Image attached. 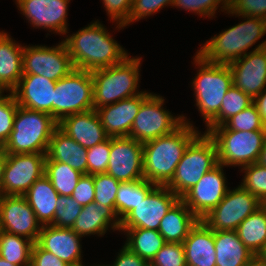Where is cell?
I'll list each match as a JSON object with an SVG mask.
<instances>
[{
    "instance_id": "ac0fdd59",
    "label": "cell",
    "mask_w": 266,
    "mask_h": 266,
    "mask_svg": "<svg viewBox=\"0 0 266 266\" xmlns=\"http://www.w3.org/2000/svg\"><path fill=\"white\" fill-rule=\"evenodd\" d=\"M0 220L4 231L37 242L42 225L23 196H0Z\"/></svg>"
},
{
    "instance_id": "1f68e13d",
    "label": "cell",
    "mask_w": 266,
    "mask_h": 266,
    "mask_svg": "<svg viewBox=\"0 0 266 266\" xmlns=\"http://www.w3.org/2000/svg\"><path fill=\"white\" fill-rule=\"evenodd\" d=\"M127 235L125 246L149 263L166 243L159 231L145 228H120Z\"/></svg>"
},
{
    "instance_id": "3957f363",
    "label": "cell",
    "mask_w": 266,
    "mask_h": 266,
    "mask_svg": "<svg viewBox=\"0 0 266 266\" xmlns=\"http://www.w3.org/2000/svg\"><path fill=\"white\" fill-rule=\"evenodd\" d=\"M238 23L207 41L197 53L204 61L229 65L245 56L248 49L266 34V20L242 16Z\"/></svg>"
},
{
    "instance_id": "ab89813d",
    "label": "cell",
    "mask_w": 266,
    "mask_h": 266,
    "mask_svg": "<svg viewBox=\"0 0 266 266\" xmlns=\"http://www.w3.org/2000/svg\"><path fill=\"white\" fill-rule=\"evenodd\" d=\"M82 208L83 206L75 201L72 196L59 195L53 226L72 228Z\"/></svg>"
},
{
    "instance_id": "603a6c76",
    "label": "cell",
    "mask_w": 266,
    "mask_h": 266,
    "mask_svg": "<svg viewBox=\"0 0 266 266\" xmlns=\"http://www.w3.org/2000/svg\"><path fill=\"white\" fill-rule=\"evenodd\" d=\"M80 237L71 228L42 226L37 243L70 266L82 264Z\"/></svg>"
},
{
    "instance_id": "7c38bea8",
    "label": "cell",
    "mask_w": 266,
    "mask_h": 266,
    "mask_svg": "<svg viewBox=\"0 0 266 266\" xmlns=\"http://www.w3.org/2000/svg\"><path fill=\"white\" fill-rule=\"evenodd\" d=\"M22 64L23 74H35L56 82L75 69L63 41L55 47L24 46Z\"/></svg>"
},
{
    "instance_id": "83f0119b",
    "label": "cell",
    "mask_w": 266,
    "mask_h": 266,
    "mask_svg": "<svg viewBox=\"0 0 266 266\" xmlns=\"http://www.w3.org/2000/svg\"><path fill=\"white\" fill-rule=\"evenodd\" d=\"M24 46L13 41L9 34L0 32V84L9 92L23 75Z\"/></svg>"
},
{
    "instance_id": "bcb514c9",
    "label": "cell",
    "mask_w": 266,
    "mask_h": 266,
    "mask_svg": "<svg viewBox=\"0 0 266 266\" xmlns=\"http://www.w3.org/2000/svg\"><path fill=\"white\" fill-rule=\"evenodd\" d=\"M174 0H132V7L125 27L134 21L158 12L163 7L173 6Z\"/></svg>"
},
{
    "instance_id": "5b68a950",
    "label": "cell",
    "mask_w": 266,
    "mask_h": 266,
    "mask_svg": "<svg viewBox=\"0 0 266 266\" xmlns=\"http://www.w3.org/2000/svg\"><path fill=\"white\" fill-rule=\"evenodd\" d=\"M140 62L141 57L128 55L121 63L91 72L95 110L142 93L137 90Z\"/></svg>"
},
{
    "instance_id": "be15d7a7",
    "label": "cell",
    "mask_w": 266,
    "mask_h": 266,
    "mask_svg": "<svg viewBox=\"0 0 266 266\" xmlns=\"http://www.w3.org/2000/svg\"><path fill=\"white\" fill-rule=\"evenodd\" d=\"M96 266H111V265H99V264H98V265H96Z\"/></svg>"
},
{
    "instance_id": "8992f818",
    "label": "cell",
    "mask_w": 266,
    "mask_h": 266,
    "mask_svg": "<svg viewBox=\"0 0 266 266\" xmlns=\"http://www.w3.org/2000/svg\"><path fill=\"white\" fill-rule=\"evenodd\" d=\"M194 62L199 70L192 87L196 106L207 125L219 113L223 98L233 85L232 73L229 65L204 61L197 54Z\"/></svg>"
},
{
    "instance_id": "e0dca14e",
    "label": "cell",
    "mask_w": 266,
    "mask_h": 266,
    "mask_svg": "<svg viewBox=\"0 0 266 266\" xmlns=\"http://www.w3.org/2000/svg\"><path fill=\"white\" fill-rule=\"evenodd\" d=\"M232 83L252 99L266 88V40L229 64Z\"/></svg>"
},
{
    "instance_id": "c3c4849f",
    "label": "cell",
    "mask_w": 266,
    "mask_h": 266,
    "mask_svg": "<svg viewBox=\"0 0 266 266\" xmlns=\"http://www.w3.org/2000/svg\"><path fill=\"white\" fill-rule=\"evenodd\" d=\"M71 196L82 206L94 202L95 187L93 175L83 174L79 178Z\"/></svg>"
},
{
    "instance_id": "d4e9b609",
    "label": "cell",
    "mask_w": 266,
    "mask_h": 266,
    "mask_svg": "<svg viewBox=\"0 0 266 266\" xmlns=\"http://www.w3.org/2000/svg\"><path fill=\"white\" fill-rule=\"evenodd\" d=\"M109 226L114 231H120V219L117 214L110 207L92 202L83 206L71 229L80 237L95 234L102 236Z\"/></svg>"
},
{
    "instance_id": "7402d4cb",
    "label": "cell",
    "mask_w": 266,
    "mask_h": 266,
    "mask_svg": "<svg viewBox=\"0 0 266 266\" xmlns=\"http://www.w3.org/2000/svg\"><path fill=\"white\" fill-rule=\"evenodd\" d=\"M58 128L86 149L109 138L95 109L65 116Z\"/></svg>"
},
{
    "instance_id": "5bb4252c",
    "label": "cell",
    "mask_w": 266,
    "mask_h": 266,
    "mask_svg": "<svg viewBox=\"0 0 266 266\" xmlns=\"http://www.w3.org/2000/svg\"><path fill=\"white\" fill-rule=\"evenodd\" d=\"M106 173L120 182L144 180L143 143L130 137H111Z\"/></svg>"
},
{
    "instance_id": "6125c7cd",
    "label": "cell",
    "mask_w": 266,
    "mask_h": 266,
    "mask_svg": "<svg viewBox=\"0 0 266 266\" xmlns=\"http://www.w3.org/2000/svg\"><path fill=\"white\" fill-rule=\"evenodd\" d=\"M3 150V146L0 144V152Z\"/></svg>"
},
{
    "instance_id": "9c48e42d",
    "label": "cell",
    "mask_w": 266,
    "mask_h": 266,
    "mask_svg": "<svg viewBox=\"0 0 266 266\" xmlns=\"http://www.w3.org/2000/svg\"><path fill=\"white\" fill-rule=\"evenodd\" d=\"M94 109V91L91 72L73 69L56 82L53 118L59 122L65 116Z\"/></svg>"
},
{
    "instance_id": "277c9868",
    "label": "cell",
    "mask_w": 266,
    "mask_h": 266,
    "mask_svg": "<svg viewBox=\"0 0 266 266\" xmlns=\"http://www.w3.org/2000/svg\"><path fill=\"white\" fill-rule=\"evenodd\" d=\"M58 122L50 115L18 106L13 129L3 146L6 154L44 153Z\"/></svg>"
},
{
    "instance_id": "ee69618b",
    "label": "cell",
    "mask_w": 266,
    "mask_h": 266,
    "mask_svg": "<svg viewBox=\"0 0 266 266\" xmlns=\"http://www.w3.org/2000/svg\"><path fill=\"white\" fill-rule=\"evenodd\" d=\"M219 4L223 5L222 11L228 10V0H174L173 6L192 11L203 17L212 18L218 9ZM211 16V17H210Z\"/></svg>"
},
{
    "instance_id": "f5cc1de1",
    "label": "cell",
    "mask_w": 266,
    "mask_h": 266,
    "mask_svg": "<svg viewBox=\"0 0 266 266\" xmlns=\"http://www.w3.org/2000/svg\"><path fill=\"white\" fill-rule=\"evenodd\" d=\"M5 164H6V153L4 152V150H2L0 152V196L2 195V182H3Z\"/></svg>"
},
{
    "instance_id": "836d02e7",
    "label": "cell",
    "mask_w": 266,
    "mask_h": 266,
    "mask_svg": "<svg viewBox=\"0 0 266 266\" xmlns=\"http://www.w3.org/2000/svg\"><path fill=\"white\" fill-rule=\"evenodd\" d=\"M34 242L3 231L0 239V257L18 266H30Z\"/></svg>"
},
{
    "instance_id": "816d5d0a",
    "label": "cell",
    "mask_w": 266,
    "mask_h": 266,
    "mask_svg": "<svg viewBox=\"0 0 266 266\" xmlns=\"http://www.w3.org/2000/svg\"><path fill=\"white\" fill-rule=\"evenodd\" d=\"M253 105L256 107L262 123L266 127V88L253 98Z\"/></svg>"
},
{
    "instance_id": "681fc988",
    "label": "cell",
    "mask_w": 266,
    "mask_h": 266,
    "mask_svg": "<svg viewBox=\"0 0 266 266\" xmlns=\"http://www.w3.org/2000/svg\"><path fill=\"white\" fill-rule=\"evenodd\" d=\"M30 266H70L51 252L44 250L37 242L34 243L31 253Z\"/></svg>"
},
{
    "instance_id": "db71d44e",
    "label": "cell",
    "mask_w": 266,
    "mask_h": 266,
    "mask_svg": "<svg viewBox=\"0 0 266 266\" xmlns=\"http://www.w3.org/2000/svg\"><path fill=\"white\" fill-rule=\"evenodd\" d=\"M258 163H259L260 165L266 167V138H265V141H264V144H263L262 150H261V154H260V157H259Z\"/></svg>"
},
{
    "instance_id": "d6986e66",
    "label": "cell",
    "mask_w": 266,
    "mask_h": 266,
    "mask_svg": "<svg viewBox=\"0 0 266 266\" xmlns=\"http://www.w3.org/2000/svg\"><path fill=\"white\" fill-rule=\"evenodd\" d=\"M70 0H16L17 7L33 27L68 33L67 9Z\"/></svg>"
},
{
    "instance_id": "9a60e30c",
    "label": "cell",
    "mask_w": 266,
    "mask_h": 266,
    "mask_svg": "<svg viewBox=\"0 0 266 266\" xmlns=\"http://www.w3.org/2000/svg\"><path fill=\"white\" fill-rule=\"evenodd\" d=\"M179 199L167 186H156L121 221L120 228H145L158 231L162 218Z\"/></svg>"
},
{
    "instance_id": "ba28073f",
    "label": "cell",
    "mask_w": 266,
    "mask_h": 266,
    "mask_svg": "<svg viewBox=\"0 0 266 266\" xmlns=\"http://www.w3.org/2000/svg\"><path fill=\"white\" fill-rule=\"evenodd\" d=\"M208 135L217 147L218 163L224 166H247L257 163L266 138V130L235 131L223 125L211 128Z\"/></svg>"
},
{
    "instance_id": "f907efd6",
    "label": "cell",
    "mask_w": 266,
    "mask_h": 266,
    "mask_svg": "<svg viewBox=\"0 0 266 266\" xmlns=\"http://www.w3.org/2000/svg\"><path fill=\"white\" fill-rule=\"evenodd\" d=\"M111 266H150L149 262L131 252L125 245Z\"/></svg>"
},
{
    "instance_id": "6f0895ef",
    "label": "cell",
    "mask_w": 266,
    "mask_h": 266,
    "mask_svg": "<svg viewBox=\"0 0 266 266\" xmlns=\"http://www.w3.org/2000/svg\"><path fill=\"white\" fill-rule=\"evenodd\" d=\"M254 266H266V262H263L256 256L254 258Z\"/></svg>"
},
{
    "instance_id": "4316f807",
    "label": "cell",
    "mask_w": 266,
    "mask_h": 266,
    "mask_svg": "<svg viewBox=\"0 0 266 266\" xmlns=\"http://www.w3.org/2000/svg\"><path fill=\"white\" fill-rule=\"evenodd\" d=\"M46 157L68 164L74 170L87 174V149L57 128L51 136Z\"/></svg>"
},
{
    "instance_id": "74e56055",
    "label": "cell",
    "mask_w": 266,
    "mask_h": 266,
    "mask_svg": "<svg viewBox=\"0 0 266 266\" xmlns=\"http://www.w3.org/2000/svg\"><path fill=\"white\" fill-rule=\"evenodd\" d=\"M241 171L245 174L240 185L266 204V167L257 162L242 167Z\"/></svg>"
},
{
    "instance_id": "94428289",
    "label": "cell",
    "mask_w": 266,
    "mask_h": 266,
    "mask_svg": "<svg viewBox=\"0 0 266 266\" xmlns=\"http://www.w3.org/2000/svg\"><path fill=\"white\" fill-rule=\"evenodd\" d=\"M246 266H254V259Z\"/></svg>"
},
{
    "instance_id": "484cf974",
    "label": "cell",
    "mask_w": 266,
    "mask_h": 266,
    "mask_svg": "<svg viewBox=\"0 0 266 266\" xmlns=\"http://www.w3.org/2000/svg\"><path fill=\"white\" fill-rule=\"evenodd\" d=\"M23 197L42 226L53 225L59 194L45 174L31 185Z\"/></svg>"
},
{
    "instance_id": "30bf717a",
    "label": "cell",
    "mask_w": 266,
    "mask_h": 266,
    "mask_svg": "<svg viewBox=\"0 0 266 266\" xmlns=\"http://www.w3.org/2000/svg\"><path fill=\"white\" fill-rule=\"evenodd\" d=\"M164 97L150 94L141 104L130 130L129 137L145 143L176 130L183 122V115L174 117L163 107Z\"/></svg>"
},
{
    "instance_id": "8fae6325",
    "label": "cell",
    "mask_w": 266,
    "mask_h": 266,
    "mask_svg": "<svg viewBox=\"0 0 266 266\" xmlns=\"http://www.w3.org/2000/svg\"><path fill=\"white\" fill-rule=\"evenodd\" d=\"M263 203L241 185L228 189L223 200L201 220L213 231H231Z\"/></svg>"
},
{
    "instance_id": "7dc6e473",
    "label": "cell",
    "mask_w": 266,
    "mask_h": 266,
    "mask_svg": "<svg viewBox=\"0 0 266 266\" xmlns=\"http://www.w3.org/2000/svg\"><path fill=\"white\" fill-rule=\"evenodd\" d=\"M103 4L108 16L117 22L116 28L124 29L130 15L132 0H103Z\"/></svg>"
},
{
    "instance_id": "52a82bcc",
    "label": "cell",
    "mask_w": 266,
    "mask_h": 266,
    "mask_svg": "<svg viewBox=\"0 0 266 266\" xmlns=\"http://www.w3.org/2000/svg\"><path fill=\"white\" fill-rule=\"evenodd\" d=\"M218 164L214 140L208 133L199 134L186 148L176 167L174 177L166 186L181 198L205 173Z\"/></svg>"
},
{
    "instance_id": "680465c9",
    "label": "cell",
    "mask_w": 266,
    "mask_h": 266,
    "mask_svg": "<svg viewBox=\"0 0 266 266\" xmlns=\"http://www.w3.org/2000/svg\"><path fill=\"white\" fill-rule=\"evenodd\" d=\"M4 91L7 92V90L0 84V100L5 97L6 95L2 94Z\"/></svg>"
},
{
    "instance_id": "4dcf8cb0",
    "label": "cell",
    "mask_w": 266,
    "mask_h": 266,
    "mask_svg": "<svg viewBox=\"0 0 266 266\" xmlns=\"http://www.w3.org/2000/svg\"><path fill=\"white\" fill-rule=\"evenodd\" d=\"M235 231L243 244L257 256L266 245V205L249 215Z\"/></svg>"
},
{
    "instance_id": "b9f144b4",
    "label": "cell",
    "mask_w": 266,
    "mask_h": 266,
    "mask_svg": "<svg viewBox=\"0 0 266 266\" xmlns=\"http://www.w3.org/2000/svg\"><path fill=\"white\" fill-rule=\"evenodd\" d=\"M149 264L150 266H186L183 244L166 242Z\"/></svg>"
},
{
    "instance_id": "f35d334b",
    "label": "cell",
    "mask_w": 266,
    "mask_h": 266,
    "mask_svg": "<svg viewBox=\"0 0 266 266\" xmlns=\"http://www.w3.org/2000/svg\"><path fill=\"white\" fill-rule=\"evenodd\" d=\"M223 126L228 130L235 131L266 130V127L262 123L258 111L253 104L232 116L223 124Z\"/></svg>"
},
{
    "instance_id": "7a4b0ae2",
    "label": "cell",
    "mask_w": 266,
    "mask_h": 266,
    "mask_svg": "<svg viewBox=\"0 0 266 266\" xmlns=\"http://www.w3.org/2000/svg\"><path fill=\"white\" fill-rule=\"evenodd\" d=\"M63 42L74 68L89 72L121 63L128 56L99 21L67 36Z\"/></svg>"
},
{
    "instance_id": "e575fe53",
    "label": "cell",
    "mask_w": 266,
    "mask_h": 266,
    "mask_svg": "<svg viewBox=\"0 0 266 266\" xmlns=\"http://www.w3.org/2000/svg\"><path fill=\"white\" fill-rule=\"evenodd\" d=\"M45 175L59 195L71 196L79 178L83 175L66 163L45 158Z\"/></svg>"
},
{
    "instance_id": "11a10c76",
    "label": "cell",
    "mask_w": 266,
    "mask_h": 266,
    "mask_svg": "<svg viewBox=\"0 0 266 266\" xmlns=\"http://www.w3.org/2000/svg\"><path fill=\"white\" fill-rule=\"evenodd\" d=\"M257 257L262 260L263 262H266V245L263 247V249L258 253Z\"/></svg>"
},
{
    "instance_id": "4fadbf2b",
    "label": "cell",
    "mask_w": 266,
    "mask_h": 266,
    "mask_svg": "<svg viewBox=\"0 0 266 266\" xmlns=\"http://www.w3.org/2000/svg\"><path fill=\"white\" fill-rule=\"evenodd\" d=\"M44 153L6 154L2 195L23 196L45 174Z\"/></svg>"
},
{
    "instance_id": "f546056e",
    "label": "cell",
    "mask_w": 266,
    "mask_h": 266,
    "mask_svg": "<svg viewBox=\"0 0 266 266\" xmlns=\"http://www.w3.org/2000/svg\"><path fill=\"white\" fill-rule=\"evenodd\" d=\"M199 219L179 198L162 218L159 233L165 242L183 243Z\"/></svg>"
},
{
    "instance_id": "7bdbcfd3",
    "label": "cell",
    "mask_w": 266,
    "mask_h": 266,
    "mask_svg": "<svg viewBox=\"0 0 266 266\" xmlns=\"http://www.w3.org/2000/svg\"><path fill=\"white\" fill-rule=\"evenodd\" d=\"M18 106L11 92L0 100V144L2 146L7 142L13 129L14 117Z\"/></svg>"
},
{
    "instance_id": "91938a15",
    "label": "cell",
    "mask_w": 266,
    "mask_h": 266,
    "mask_svg": "<svg viewBox=\"0 0 266 266\" xmlns=\"http://www.w3.org/2000/svg\"><path fill=\"white\" fill-rule=\"evenodd\" d=\"M3 226H2V224H1V220H0V239H1V237H2V233H3Z\"/></svg>"
},
{
    "instance_id": "8d00e7d4",
    "label": "cell",
    "mask_w": 266,
    "mask_h": 266,
    "mask_svg": "<svg viewBox=\"0 0 266 266\" xmlns=\"http://www.w3.org/2000/svg\"><path fill=\"white\" fill-rule=\"evenodd\" d=\"M95 197L94 202L110 207L116 213V194L120 181L107 173L93 174Z\"/></svg>"
},
{
    "instance_id": "9f6ffc18",
    "label": "cell",
    "mask_w": 266,
    "mask_h": 266,
    "mask_svg": "<svg viewBox=\"0 0 266 266\" xmlns=\"http://www.w3.org/2000/svg\"><path fill=\"white\" fill-rule=\"evenodd\" d=\"M0 266H18V265L12 264L9 261H6L4 258L0 257Z\"/></svg>"
},
{
    "instance_id": "ffe728a7",
    "label": "cell",
    "mask_w": 266,
    "mask_h": 266,
    "mask_svg": "<svg viewBox=\"0 0 266 266\" xmlns=\"http://www.w3.org/2000/svg\"><path fill=\"white\" fill-rule=\"evenodd\" d=\"M56 81L35 74H23L11 91L19 106L50 114L53 117V101Z\"/></svg>"
},
{
    "instance_id": "44dd1931",
    "label": "cell",
    "mask_w": 266,
    "mask_h": 266,
    "mask_svg": "<svg viewBox=\"0 0 266 266\" xmlns=\"http://www.w3.org/2000/svg\"><path fill=\"white\" fill-rule=\"evenodd\" d=\"M150 94L142 91L136 96L98 108L96 111L106 134L109 137H129L139 108Z\"/></svg>"
},
{
    "instance_id": "6da1fadb",
    "label": "cell",
    "mask_w": 266,
    "mask_h": 266,
    "mask_svg": "<svg viewBox=\"0 0 266 266\" xmlns=\"http://www.w3.org/2000/svg\"><path fill=\"white\" fill-rule=\"evenodd\" d=\"M184 122L172 133L143 143L144 180L166 186L188 145L200 134L183 116Z\"/></svg>"
},
{
    "instance_id": "cb8c5ba5",
    "label": "cell",
    "mask_w": 266,
    "mask_h": 266,
    "mask_svg": "<svg viewBox=\"0 0 266 266\" xmlns=\"http://www.w3.org/2000/svg\"><path fill=\"white\" fill-rule=\"evenodd\" d=\"M182 244L186 266H216L214 231L202 220L196 223Z\"/></svg>"
},
{
    "instance_id": "d590c367",
    "label": "cell",
    "mask_w": 266,
    "mask_h": 266,
    "mask_svg": "<svg viewBox=\"0 0 266 266\" xmlns=\"http://www.w3.org/2000/svg\"><path fill=\"white\" fill-rule=\"evenodd\" d=\"M253 104V99L232 85L226 92L219 113L206 125L208 132L213 127L223 125L232 116Z\"/></svg>"
},
{
    "instance_id": "d6a6232c",
    "label": "cell",
    "mask_w": 266,
    "mask_h": 266,
    "mask_svg": "<svg viewBox=\"0 0 266 266\" xmlns=\"http://www.w3.org/2000/svg\"><path fill=\"white\" fill-rule=\"evenodd\" d=\"M156 186L147 180L121 182L116 194V214L120 221Z\"/></svg>"
},
{
    "instance_id": "60d3db41",
    "label": "cell",
    "mask_w": 266,
    "mask_h": 266,
    "mask_svg": "<svg viewBox=\"0 0 266 266\" xmlns=\"http://www.w3.org/2000/svg\"><path fill=\"white\" fill-rule=\"evenodd\" d=\"M111 137L87 149V174L106 173L110 157Z\"/></svg>"
},
{
    "instance_id": "f1b7e54d",
    "label": "cell",
    "mask_w": 266,
    "mask_h": 266,
    "mask_svg": "<svg viewBox=\"0 0 266 266\" xmlns=\"http://www.w3.org/2000/svg\"><path fill=\"white\" fill-rule=\"evenodd\" d=\"M214 246L216 266H246L256 257L235 230L214 231Z\"/></svg>"
},
{
    "instance_id": "2e32d148",
    "label": "cell",
    "mask_w": 266,
    "mask_h": 266,
    "mask_svg": "<svg viewBox=\"0 0 266 266\" xmlns=\"http://www.w3.org/2000/svg\"><path fill=\"white\" fill-rule=\"evenodd\" d=\"M223 167L225 166L218 164L205 173L199 182L180 198L199 220L213 210L228 191Z\"/></svg>"
},
{
    "instance_id": "f6af8a7d",
    "label": "cell",
    "mask_w": 266,
    "mask_h": 266,
    "mask_svg": "<svg viewBox=\"0 0 266 266\" xmlns=\"http://www.w3.org/2000/svg\"><path fill=\"white\" fill-rule=\"evenodd\" d=\"M227 13L266 20V0H228Z\"/></svg>"
}]
</instances>
